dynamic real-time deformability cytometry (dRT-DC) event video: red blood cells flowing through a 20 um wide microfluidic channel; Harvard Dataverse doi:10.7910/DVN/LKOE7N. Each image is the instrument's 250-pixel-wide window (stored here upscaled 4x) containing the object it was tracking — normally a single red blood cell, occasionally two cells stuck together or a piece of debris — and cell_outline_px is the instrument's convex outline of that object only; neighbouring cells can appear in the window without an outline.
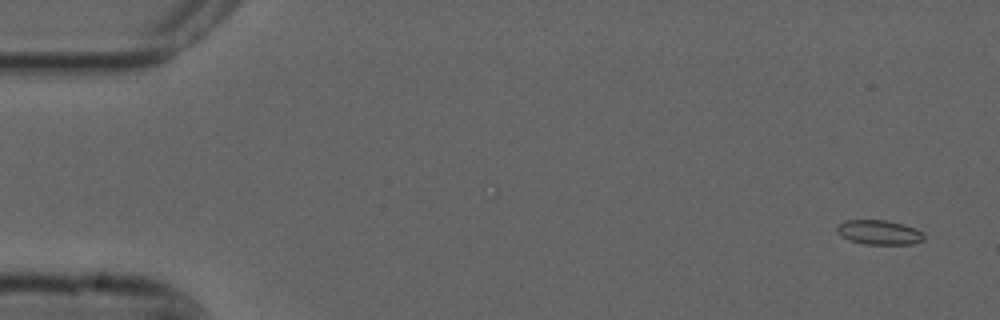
{"species": "common noctule bat (a hibernating species)", "species_latin": "Nyctalus noctula", "temperature_condition": "cold", "stored_images_in_passage": 3, "camera_frame_rate_fps": 3000, "um_per_image_px": 0.085, "animal": {"sex": "male", "forearm_length_mm": 52.5}, "frame": {"image": 1, "passage_image": 1, "time_ms": 0.0, "image_size_px": [1000, 320], "cell_outline_px": [[924, 240], [912, 244], [864, 244], [848, 240], [840, 236], [836, 232], [836, 228], [844, 220], [888, 220], [904, 224], [916, 228], [924, 236]], "centroid_in_image_um": [74.7, 19.75], "position_along_channel_um": 10.3, "area_um2": 12.54}}